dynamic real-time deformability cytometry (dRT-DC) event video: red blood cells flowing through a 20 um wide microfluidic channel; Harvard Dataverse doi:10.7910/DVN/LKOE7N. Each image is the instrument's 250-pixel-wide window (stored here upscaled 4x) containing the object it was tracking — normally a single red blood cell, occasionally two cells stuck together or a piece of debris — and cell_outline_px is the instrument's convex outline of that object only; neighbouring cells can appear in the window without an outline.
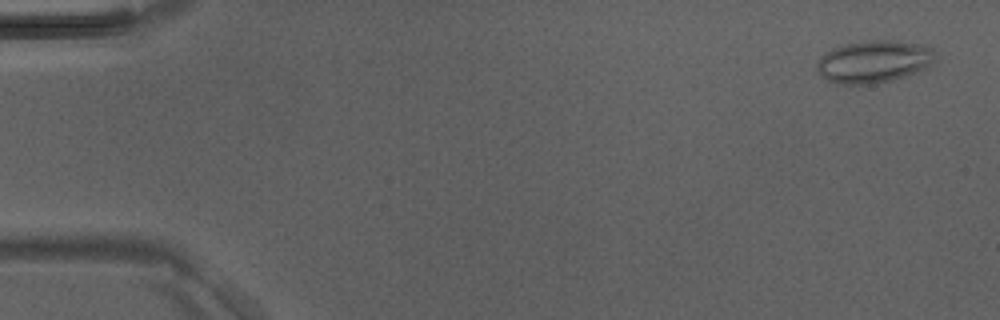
{"species": "Egyptian fruit bat (a non-hibernating species)", "species_latin": "Rousettus aegyptiacus", "temperature_condition": "room temperature", "stored_images_in_passage": 46, "camera_frame_rate_fps": 3000, "um_per_image_px": 0.085, "animal": {"sex": "male"}, "frame": {"image": 1, "passage_image": 2, "time_ms": 0.333, "image_size_px": [1000, 320], "cell_outline_px": [[936, 56], [928, 68], [904, 76], [872, 84], [840, 84], [828, 80], [816, 68], [816, 64], [820, 56], [824, 52], [832, 48], [848, 44], [872, 40], [896, 40], [928, 44], [932, 48]], "centroid_in_image_um": [74.31, 5.21], "position_along_channel_um": 10.7, "area_um2": 29.25}}
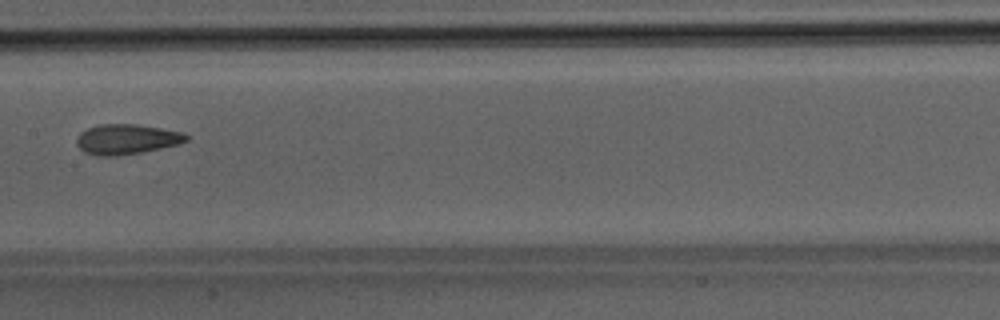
{"frame": {"image": 2, "passage_image": 24, "time_ms": 7.667, "image_size_px": [1000, 320], "cell_outline_px": [[192, 136], [188, 140], [180, 144], [140, 152], [116, 156], [96, 156], [84, 152], [76, 144], [76, 136], [80, 132], [88, 128], [100, 124], [136, 124], [184, 132]], "centroid_in_image_um": [10.77, 11.83], "position_along_channel_um": 196.6, "area_um2": 19.42}}
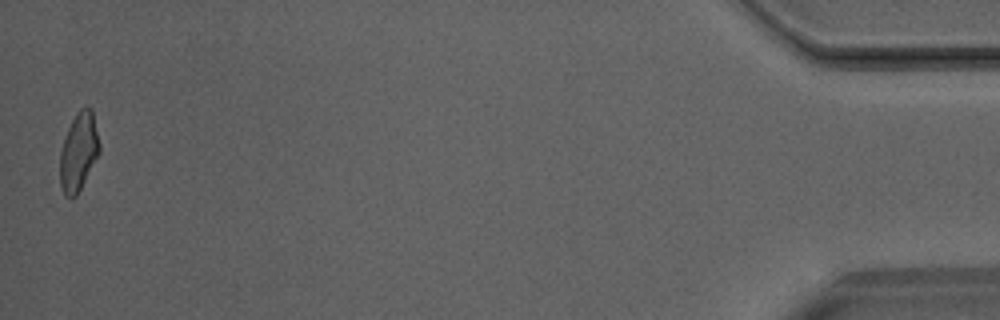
{"frame": {"image": 3, "passage_image": 46, "time_ms": 15.0, "image_size_px": [1000, 320], "cell_outline_px": [[100, 152], [76, 196], [64, 196], [60, 184], [60, 152], [68, 128], [76, 112], [84, 104], [92, 108], [100, 144]], "centroid_in_image_um": [6.69, 12.85], "position_along_channel_um": 428.5, "area_um2": 17.98}}